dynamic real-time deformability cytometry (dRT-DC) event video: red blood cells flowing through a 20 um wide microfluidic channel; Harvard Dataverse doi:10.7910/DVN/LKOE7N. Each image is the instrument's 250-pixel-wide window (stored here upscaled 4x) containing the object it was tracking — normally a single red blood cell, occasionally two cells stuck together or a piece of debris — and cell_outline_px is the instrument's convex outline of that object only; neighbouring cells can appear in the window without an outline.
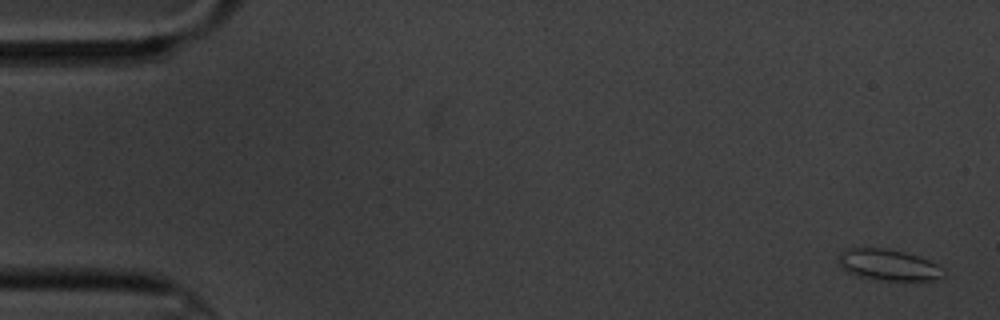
{"species": "common noctule bat (a hibernating species)", "species_latin": "Nyctalus noctula", "temperature_condition": "cold", "stored_images_in_passage": 5, "camera_frame_rate_fps": 3000, "um_per_image_px": 0.085, "animal": {"sex": "male", "body_mass_g": 20.1, "forearm_length_mm": 53.5}, "frame": {"image": 1, "passage_image": 1, "time_ms": 0.0, "image_size_px": [1000, 320], "cell_outline_px": [[944, 276], [932, 280], [884, 280], [860, 276], [848, 272], [840, 268], [840, 252], [844, 248], [888, 248], [904, 252], [928, 260], [936, 264], [940, 268]], "centroid_in_image_um": [75.47, 22.5], "position_along_channel_um": 9.5, "area_um2": 18.73}}
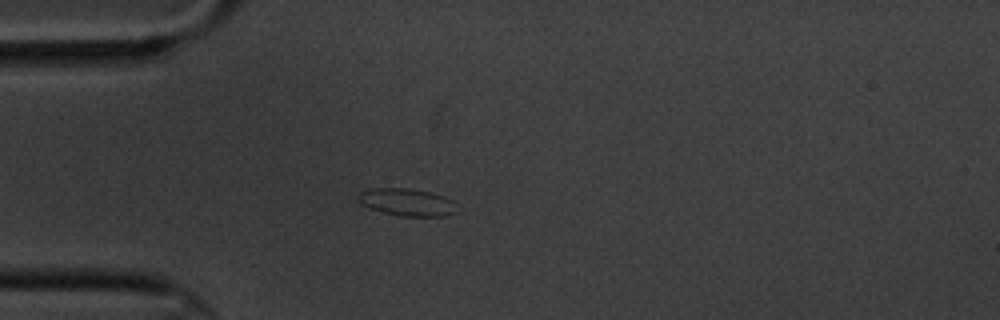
{"frame": {"image": 2, "passage_image": 5, "time_ms": 4.667, "image_size_px": [1000, 320], "cell_outline_px": [[456, 212], [444, 216], [400, 216], [368, 208], [360, 204], [356, 200], [356, 196], [360, 192], [372, 188], [408, 188], [428, 192], [444, 196], [452, 200]], "centroid_in_image_um": [34.52, 17.18], "position_along_channel_um": 50.5, "area_um2": 15.72}}